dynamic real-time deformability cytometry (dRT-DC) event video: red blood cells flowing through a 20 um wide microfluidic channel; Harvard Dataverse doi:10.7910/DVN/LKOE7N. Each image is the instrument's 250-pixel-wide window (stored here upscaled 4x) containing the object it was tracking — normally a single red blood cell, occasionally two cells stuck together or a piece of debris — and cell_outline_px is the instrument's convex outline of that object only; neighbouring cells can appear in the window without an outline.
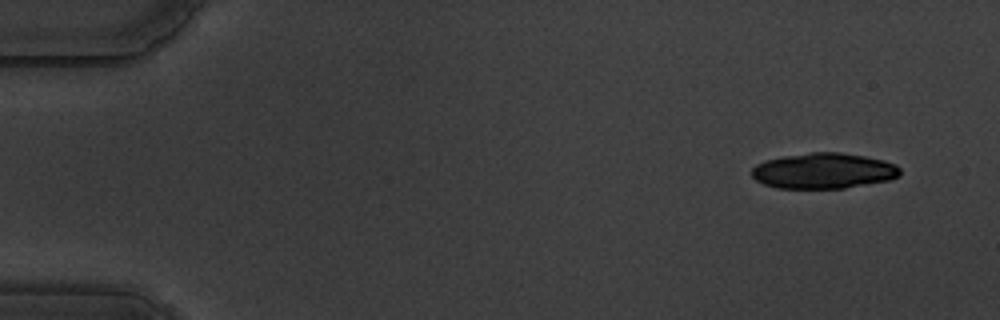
{"species": "common noctule bat (a hibernating species)", "species_latin": "Nyctalus noctula", "temperature_condition": "warm", "stored_images_in_passage": 31, "camera_frame_rate_fps": 3000, "um_per_image_px": 0.085, "animal": {"sex": "male", "body_mass_g": 19.5, "forearm_length_mm": 54.6}, "frame": {"image": 1, "passage_image": 1, "time_ms": 0.0, "image_size_px": [1000, 320], "cell_outline_px": [[900, 176], [892, 180], [844, 188], [776, 188], [764, 184], [756, 180], [752, 176], [752, 168], [756, 164], [764, 160], [784, 156], [812, 152], [840, 152], [864, 156], [884, 160], [896, 164], [900, 168]], "centroid_in_image_um": [70.03, 14.52], "position_along_channel_um": 15.0, "area_um2": 30.98}}
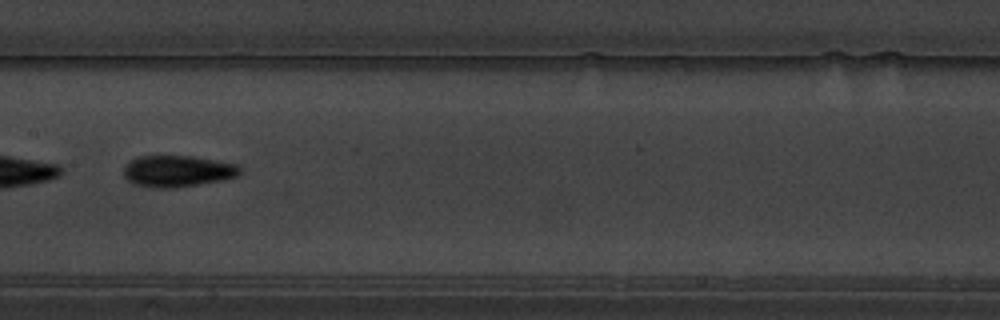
{"frame": {"image": 2, "passage_image": 27, "time_ms": 8.667, "image_size_px": [1000, 320], "cell_outline_px": [[240, 172], [236, 176], [224, 180], [172, 188], [156, 188], [132, 184], [124, 176], [124, 168], [132, 160], [140, 156], [192, 156], [240, 164]], "centroid_in_image_um": [15.11, 14.55], "position_along_channel_um": 192.3, "area_um2": 21.27}}